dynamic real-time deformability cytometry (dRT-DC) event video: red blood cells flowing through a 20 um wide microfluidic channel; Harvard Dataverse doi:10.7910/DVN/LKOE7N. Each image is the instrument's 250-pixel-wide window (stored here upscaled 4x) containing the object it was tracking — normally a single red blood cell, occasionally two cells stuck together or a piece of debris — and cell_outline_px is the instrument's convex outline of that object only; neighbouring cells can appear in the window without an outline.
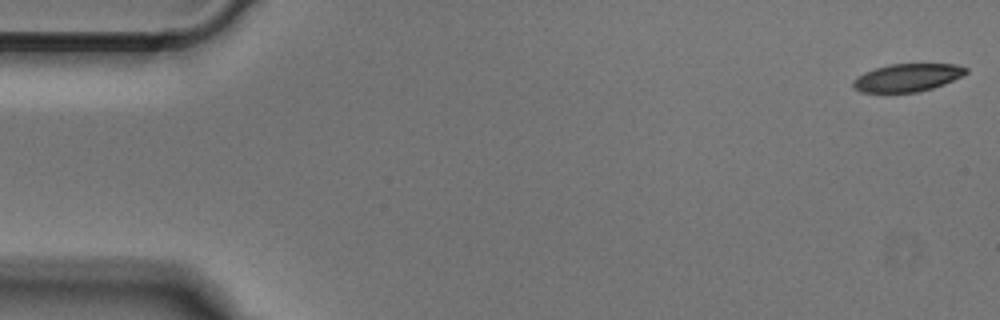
{"species": "Egyptian fruit bat (a non-hibernating species)", "species_latin": "Rousettus aegyptiacus", "temperature_condition": "cold", "stored_images_in_passage": 51, "camera_frame_rate_fps": 3000, "um_per_image_px": 0.085, "animal": {"sex": "male"}, "frame": {"image": 1, "passage_image": 1, "time_ms": 0.0, "image_size_px": [1000, 320], "cell_outline_px": [[968, 72], [944, 84], [932, 88], [916, 92], [860, 92], [852, 88], [852, 80], [856, 76], [864, 72], [888, 64], [956, 64], [968, 68]], "centroid_in_image_um": [77.07, 6.59], "position_along_channel_um": 7.9, "area_um2": 18.32}}
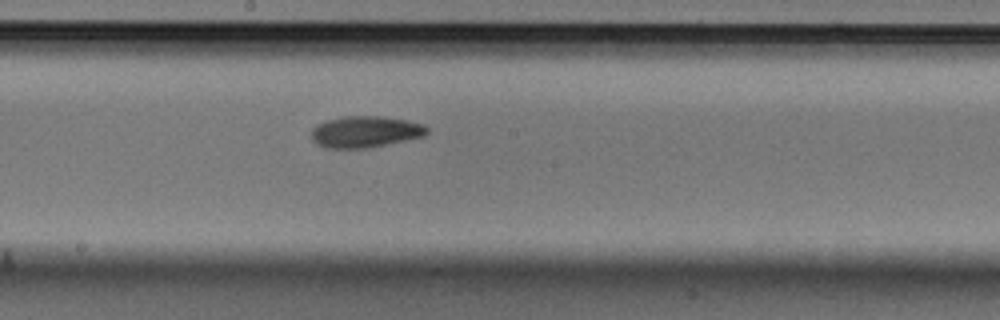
{"frame": {"image": 2, "passage_image": 27, "time_ms": 8.667, "image_size_px": [1000, 320], "cell_outline_px": [[428, 132], [424, 136], [364, 148], [328, 148], [316, 144], [312, 140], [312, 128], [316, 124], [328, 120], [344, 116], [384, 116], [408, 120], [424, 124], [428, 128]], "centroid_in_image_um": [31.04, 11.18], "position_along_channel_um": 217.2, "area_um2": 21.1}}
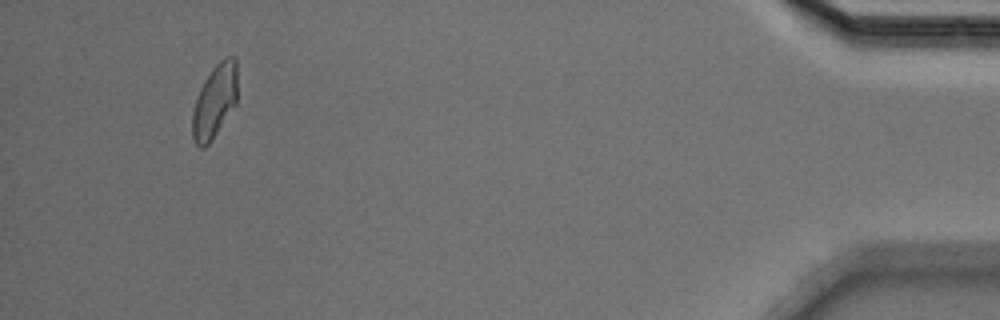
{"frame": {"image": 3, "passage_image": 48, "time_ms": 15.667, "image_size_px": [1000, 320], "cell_outline_px": [[236, 104], [208, 144], [204, 148], [200, 148], [192, 140], [192, 112], [200, 88], [204, 80], [212, 68], [224, 56], [236, 56]], "centroid_in_image_um": [18.23, 8.59], "position_along_channel_um": 417.0, "area_um2": 19.19}}